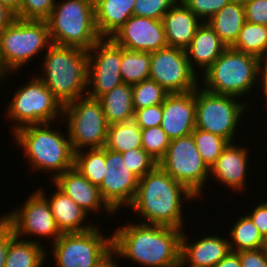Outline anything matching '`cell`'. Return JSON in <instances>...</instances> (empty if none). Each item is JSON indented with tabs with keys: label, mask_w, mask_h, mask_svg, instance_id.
<instances>
[{
	"label": "cell",
	"mask_w": 267,
	"mask_h": 267,
	"mask_svg": "<svg viewBox=\"0 0 267 267\" xmlns=\"http://www.w3.org/2000/svg\"><path fill=\"white\" fill-rule=\"evenodd\" d=\"M182 229L129 223L111 235L112 252L145 267H178Z\"/></svg>",
	"instance_id": "cell-1"
},
{
	"label": "cell",
	"mask_w": 267,
	"mask_h": 267,
	"mask_svg": "<svg viewBox=\"0 0 267 267\" xmlns=\"http://www.w3.org/2000/svg\"><path fill=\"white\" fill-rule=\"evenodd\" d=\"M183 197V198H182ZM196 199L183 184L177 182L159 165L139 179L137 191L129 207L138 212L144 224L183 229L182 203Z\"/></svg>",
	"instance_id": "cell-2"
},
{
	"label": "cell",
	"mask_w": 267,
	"mask_h": 267,
	"mask_svg": "<svg viewBox=\"0 0 267 267\" xmlns=\"http://www.w3.org/2000/svg\"><path fill=\"white\" fill-rule=\"evenodd\" d=\"M43 76H38L64 107L87 92L88 51L51 44L45 52Z\"/></svg>",
	"instance_id": "cell-3"
},
{
	"label": "cell",
	"mask_w": 267,
	"mask_h": 267,
	"mask_svg": "<svg viewBox=\"0 0 267 267\" xmlns=\"http://www.w3.org/2000/svg\"><path fill=\"white\" fill-rule=\"evenodd\" d=\"M49 126V123L27 125L12 134L30 166L40 172H52L53 179L74 166L75 152L69 137Z\"/></svg>",
	"instance_id": "cell-4"
},
{
	"label": "cell",
	"mask_w": 267,
	"mask_h": 267,
	"mask_svg": "<svg viewBox=\"0 0 267 267\" xmlns=\"http://www.w3.org/2000/svg\"><path fill=\"white\" fill-rule=\"evenodd\" d=\"M262 62L254 55L227 47L203 72L201 80L205 87L202 88L213 93L242 98L258 82Z\"/></svg>",
	"instance_id": "cell-5"
},
{
	"label": "cell",
	"mask_w": 267,
	"mask_h": 267,
	"mask_svg": "<svg viewBox=\"0 0 267 267\" xmlns=\"http://www.w3.org/2000/svg\"><path fill=\"white\" fill-rule=\"evenodd\" d=\"M59 2L46 20L51 42L89 51L101 38L95 26L94 0Z\"/></svg>",
	"instance_id": "cell-6"
},
{
	"label": "cell",
	"mask_w": 267,
	"mask_h": 267,
	"mask_svg": "<svg viewBox=\"0 0 267 267\" xmlns=\"http://www.w3.org/2000/svg\"><path fill=\"white\" fill-rule=\"evenodd\" d=\"M52 44L46 20L17 18L0 33V59L11 74Z\"/></svg>",
	"instance_id": "cell-7"
},
{
	"label": "cell",
	"mask_w": 267,
	"mask_h": 267,
	"mask_svg": "<svg viewBox=\"0 0 267 267\" xmlns=\"http://www.w3.org/2000/svg\"><path fill=\"white\" fill-rule=\"evenodd\" d=\"M34 78L18 88L6 106L9 120L17 123L12 132L27 125L50 124L55 119H62L64 107L38 76Z\"/></svg>",
	"instance_id": "cell-8"
},
{
	"label": "cell",
	"mask_w": 267,
	"mask_h": 267,
	"mask_svg": "<svg viewBox=\"0 0 267 267\" xmlns=\"http://www.w3.org/2000/svg\"><path fill=\"white\" fill-rule=\"evenodd\" d=\"M62 116L74 152L105 147L109 125L98 99L80 97L64 106Z\"/></svg>",
	"instance_id": "cell-9"
},
{
	"label": "cell",
	"mask_w": 267,
	"mask_h": 267,
	"mask_svg": "<svg viewBox=\"0 0 267 267\" xmlns=\"http://www.w3.org/2000/svg\"><path fill=\"white\" fill-rule=\"evenodd\" d=\"M236 98V99H235ZM238 98L196 88L195 124L197 129L234 141L241 115L248 106Z\"/></svg>",
	"instance_id": "cell-10"
},
{
	"label": "cell",
	"mask_w": 267,
	"mask_h": 267,
	"mask_svg": "<svg viewBox=\"0 0 267 267\" xmlns=\"http://www.w3.org/2000/svg\"><path fill=\"white\" fill-rule=\"evenodd\" d=\"M158 165L196 198H200L204 192L203 186L209 181L210 168L203 161L192 134L170 140L166 154Z\"/></svg>",
	"instance_id": "cell-11"
},
{
	"label": "cell",
	"mask_w": 267,
	"mask_h": 267,
	"mask_svg": "<svg viewBox=\"0 0 267 267\" xmlns=\"http://www.w3.org/2000/svg\"><path fill=\"white\" fill-rule=\"evenodd\" d=\"M95 226L81 233H62L52 243L58 267H96L112 252V237L103 236Z\"/></svg>",
	"instance_id": "cell-12"
},
{
	"label": "cell",
	"mask_w": 267,
	"mask_h": 267,
	"mask_svg": "<svg viewBox=\"0 0 267 267\" xmlns=\"http://www.w3.org/2000/svg\"><path fill=\"white\" fill-rule=\"evenodd\" d=\"M196 73L183 49L167 46L151 52L149 78L170 94L195 90L200 84Z\"/></svg>",
	"instance_id": "cell-13"
},
{
	"label": "cell",
	"mask_w": 267,
	"mask_h": 267,
	"mask_svg": "<svg viewBox=\"0 0 267 267\" xmlns=\"http://www.w3.org/2000/svg\"><path fill=\"white\" fill-rule=\"evenodd\" d=\"M120 63L121 46L112 38H100L88 51L86 95L98 99L122 84Z\"/></svg>",
	"instance_id": "cell-14"
},
{
	"label": "cell",
	"mask_w": 267,
	"mask_h": 267,
	"mask_svg": "<svg viewBox=\"0 0 267 267\" xmlns=\"http://www.w3.org/2000/svg\"><path fill=\"white\" fill-rule=\"evenodd\" d=\"M3 217L11 224L18 238L31 235L53 239L54 243L62 235L47 199L38 190L28 197L22 207H16Z\"/></svg>",
	"instance_id": "cell-15"
},
{
	"label": "cell",
	"mask_w": 267,
	"mask_h": 267,
	"mask_svg": "<svg viewBox=\"0 0 267 267\" xmlns=\"http://www.w3.org/2000/svg\"><path fill=\"white\" fill-rule=\"evenodd\" d=\"M105 175L99 186L102 198L116 212L130 206L135 197L139 178L124 164L122 154L105 148Z\"/></svg>",
	"instance_id": "cell-16"
},
{
	"label": "cell",
	"mask_w": 267,
	"mask_h": 267,
	"mask_svg": "<svg viewBox=\"0 0 267 267\" xmlns=\"http://www.w3.org/2000/svg\"><path fill=\"white\" fill-rule=\"evenodd\" d=\"M125 49L153 52L168 46L162 20L132 15L111 37Z\"/></svg>",
	"instance_id": "cell-17"
},
{
	"label": "cell",
	"mask_w": 267,
	"mask_h": 267,
	"mask_svg": "<svg viewBox=\"0 0 267 267\" xmlns=\"http://www.w3.org/2000/svg\"><path fill=\"white\" fill-rule=\"evenodd\" d=\"M162 110L160 126L170 140L192 134L196 128V89L169 94L162 103Z\"/></svg>",
	"instance_id": "cell-18"
},
{
	"label": "cell",
	"mask_w": 267,
	"mask_h": 267,
	"mask_svg": "<svg viewBox=\"0 0 267 267\" xmlns=\"http://www.w3.org/2000/svg\"><path fill=\"white\" fill-rule=\"evenodd\" d=\"M53 184L65 195L69 196L87 214L104 209L106 213L114 211L102 198L98 186L86 179L76 167H72L52 179ZM103 206V207H102Z\"/></svg>",
	"instance_id": "cell-19"
},
{
	"label": "cell",
	"mask_w": 267,
	"mask_h": 267,
	"mask_svg": "<svg viewBox=\"0 0 267 267\" xmlns=\"http://www.w3.org/2000/svg\"><path fill=\"white\" fill-rule=\"evenodd\" d=\"M186 237L182 231L180 263L184 267H214L231 251L225 237L207 235L192 244Z\"/></svg>",
	"instance_id": "cell-20"
},
{
	"label": "cell",
	"mask_w": 267,
	"mask_h": 267,
	"mask_svg": "<svg viewBox=\"0 0 267 267\" xmlns=\"http://www.w3.org/2000/svg\"><path fill=\"white\" fill-rule=\"evenodd\" d=\"M248 148L229 143L210 168V175L234 192H240L246 185L248 170Z\"/></svg>",
	"instance_id": "cell-21"
},
{
	"label": "cell",
	"mask_w": 267,
	"mask_h": 267,
	"mask_svg": "<svg viewBox=\"0 0 267 267\" xmlns=\"http://www.w3.org/2000/svg\"><path fill=\"white\" fill-rule=\"evenodd\" d=\"M163 25L169 47L185 50L203 23L180 0L163 16Z\"/></svg>",
	"instance_id": "cell-22"
},
{
	"label": "cell",
	"mask_w": 267,
	"mask_h": 267,
	"mask_svg": "<svg viewBox=\"0 0 267 267\" xmlns=\"http://www.w3.org/2000/svg\"><path fill=\"white\" fill-rule=\"evenodd\" d=\"M38 191L47 199L61 233H81L95 227L92 224L85 225L88 214L57 187L49 198L43 188Z\"/></svg>",
	"instance_id": "cell-23"
},
{
	"label": "cell",
	"mask_w": 267,
	"mask_h": 267,
	"mask_svg": "<svg viewBox=\"0 0 267 267\" xmlns=\"http://www.w3.org/2000/svg\"><path fill=\"white\" fill-rule=\"evenodd\" d=\"M226 48L227 46L220 40L213 28L207 22H203L185 49V53L191 68L195 71L197 70L195 67H198L204 72Z\"/></svg>",
	"instance_id": "cell-24"
},
{
	"label": "cell",
	"mask_w": 267,
	"mask_h": 267,
	"mask_svg": "<svg viewBox=\"0 0 267 267\" xmlns=\"http://www.w3.org/2000/svg\"><path fill=\"white\" fill-rule=\"evenodd\" d=\"M135 0H94L95 26L101 38H111L133 15Z\"/></svg>",
	"instance_id": "cell-25"
},
{
	"label": "cell",
	"mask_w": 267,
	"mask_h": 267,
	"mask_svg": "<svg viewBox=\"0 0 267 267\" xmlns=\"http://www.w3.org/2000/svg\"><path fill=\"white\" fill-rule=\"evenodd\" d=\"M245 22L242 0L231 1L207 21L227 47L235 43Z\"/></svg>",
	"instance_id": "cell-26"
},
{
	"label": "cell",
	"mask_w": 267,
	"mask_h": 267,
	"mask_svg": "<svg viewBox=\"0 0 267 267\" xmlns=\"http://www.w3.org/2000/svg\"><path fill=\"white\" fill-rule=\"evenodd\" d=\"M108 125L134 119L132 85L122 83L98 98Z\"/></svg>",
	"instance_id": "cell-27"
},
{
	"label": "cell",
	"mask_w": 267,
	"mask_h": 267,
	"mask_svg": "<svg viewBox=\"0 0 267 267\" xmlns=\"http://www.w3.org/2000/svg\"><path fill=\"white\" fill-rule=\"evenodd\" d=\"M42 243L35 240H22L14 236L7 251L5 267H42L47 256Z\"/></svg>",
	"instance_id": "cell-28"
},
{
	"label": "cell",
	"mask_w": 267,
	"mask_h": 267,
	"mask_svg": "<svg viewBox=\"0 0 267 267\" xmlns=\"http://www.w3.org/2000/svg\"><path fill=\"white\" fill-rule=\"evenodd\" d=\"M228 237L233 252L267 247V240L247 214L237 218L236 223L230 228Z\"/></svg>",
	"instance_id": "cell-29"
},
{
	"label": "cell",
	"mask_w": 267,
	"mask_h": 267,
	"mask_svg": "<svg viewBox=\"0 0 267 267\" xmlns=\"http://www.w3.org/2000/svg\"><path fill=\"white\" fill-rule=\"evenodd\" d=\"M151 52L125 49L121 46L120 72L123 83L134 85L149 79Z\"/></svg>",
	"instance_id": "cell-30"
},
{
	"label": "cell",
	"mask_w": 267,
	"mask_h": 267,
	"mask_svg": "<svg viewBox=\"0 0 267 267\" xmlns=\"http://www.w3.org/2000/svg\"><path fill=\"white\" fill-rule=\"evenodd\" d=\"M105 148L117 153L142 148V129L133 120L109 125Z\"/></svg>",
	"instance_id": "cell-31"
},
{
	"label": "cell",
	"mask_w": 267,
	"mask_h": 267,
	"mask_svg": "<svg viewBox=\"0 0 267 267\" xmlns=\"http://www.w3.org/2000/svg\"><path fill=\"white\" fill-rule=\"evenodd\" d=\"M231 48L267 61V26L246 21Z\"/></svg>",
	"instance_id": "cell-32"
},
{
	"label": "cell",
	"mask_w": 267,
	"mask_h": 267,
	"mask_svg": "<svg viewBox=\"0 0 267 267\" xmlns=\"http://www.w3.org/2000/svg\"><path fill=\"white\" fill-rule=\"evenodd\" d=\"M74 167L93 185L99 187L105 175V147L75 152Z\"/></svg>",
	"instance_id": "cell-33"
},
{
	"label": "cell",
	"mask_w": 267,
	"mask_h": 267,
	"mask_svg": "<svg viewBox=\"0 0 267 267\" xmlns=\"http://www.w3.org/2000/svg\"><path fill=\"white\" fill-rule=\"evenodd\" d=\"M169 94L162 86L150 78L134 84L132 85L134 111L162 104Z\"/></svg>",
	"instance_id": "cell-34"
},
{
	"label": "cell",
	"mask_w": 267,
	"mask_h": 267,
	"mask_svg": "<svg viewBox=\"0 0 267 267\" xmlns=\"http://www.w3.org/2000/svg\"><path fill=\"white\" fill-rule=\"evenodd\" d=\"M192 135L203 161L211 168L229 142L219 135L197 128Z\"/></svg>",
	"instance_id": "cell-35"
},
{
	"label": "cell",
	"mask_w": 267,
	"mask_h": 267,
	"mask_svg": "<svg viewBox=\"0 0 267 267\" xmlns=\"http://www.w3.org/2000/svg\"><path fill=\"white\" fill-rule=\"evenodd\" d=\"M169 144L170 139L161 126L142 129V148L157 162L165 156Z\"/></svg>",
	"instance_id": "cell-36"
},
{
	"label": "cell",
	"mask_w": 267,
	"mask_h": 267,
	"mask_svg": "<svg viewBox=\"0 0 267 267\" xmlns=\"http://www.w3.org/2000/svg\"><path fill=\"white\" fill-rule=\"evenodd\" d=\"M121 154L124 164H126L127 168L139 179L144 177L158 165V162L143 148L130 149Z\"/></svg>",
	"instance_id": "cell-37"
},
{
	"label": "cell",
	"mask_w": 267,
	"mask_h": 267,
	"mask_svg": "<svg viewBox=\"0 0 267 267\" xmlns=\"http://www.w3.org/2000/svg\"><path fill=\"white\" fill-rule=\"evenodd\" d=\"M55 2V0H20V8L15 15L25 20H47Z\"/></svg>",
	"instance_id": "cell-38"
},
{
	"label": "cell",
	"mask_w": 267,
	"mask_h": 267,
	"mask_svg": "<svg viewBox=\"0 0 267 267\" xmlns=\"http://www.w3.org/2000/svg\"><path fill=\"white\" fill-rule=\"evenodd\" d=\"M179 0H135L133 15L162 20Z\"/></svg>",
	"instance_id": "cell-39"
},
{
	"label": "cell",
	"mask_w": 267,
	"mask_h": 267,
	"mask_svg": "<svg viewBox=\"0 0 267 267\" xmlns=\"http://www.w3.org/2000/svg\"><path fill=\"white\" fill-rule=\"evenodd\" d=\"M202 22H207L212 16L220 11L225 5L233 0H180Z\"/></svg>",
	"instance_id": "cell-40"
},
{
	"label": "cell",
	"mask_w": 267,
	"mask_h": 267,
	"mask_svg": "<svg viewBox=\"0 0 267 267\" xmlns=\"http://www.w3.org/2000/svg\"><path fill=\"white\" fill-rule=\"evenodd\" d=\"M162 104L137 109L134 112L133 121L141 128H151L161 125L162 122Z\"/></svg>",
	"instance_id": "cell-41"
},
{
	"label": "cell",
	"mask_w": 267,
	"mask_h": 267,
	"mask_svg": "<svg viewBox=\"0 0 267 267\" xmlns=\"http://www.w3.org/2000/svg\"><path fill=\"white\" fill-rule=\"evenodd\" d=\"M246 21L267 26V0H242Z\"/></svg>",
	"instance_id": "cell-42"
},
{
	"label": "cell",
	"mask_w": 267,
	"mask_h": 267,
	"mask_svg": "<svg viewBox=\"0 0 267 267\" xmlns=\"http://www.w3.org/2000/svg\"><path fill=\"white\" fill-rule=\"evenodd\" d=\"M237 253L241 267H267V247Z\"/></svg>",
	"instance_id": "cell-43"
},
{
	"label": "cell",
	"mask_w": 267,
	"mask_h": 267,
	"mask_svg": "<svg viewBox=\"0 0 267 267\" xmlns=\"http://www.w3.org/2000/svg\"><path fill=\"white\" fill-rule=\"evenodd\" d=\"M14 236L11 224L3 216L0 217V267H5L9 243Z\"/></svg>",
	"instance_id": "cell-44"
},
{
	"label": "cell",
	"mask_w": 267,
	"mask_h": 267,
	"mask_svg": "<svg viewBox=\"0 0 267 267\" xmlns=\"http://www.w3.org/2000/svg\"><path fill=\"white\" fill-rule=\"evenodd\" d=\"M262 236L267 240V201L256 205L252 212L247 214Z\"/></svg>",
	"instance_id": "cell-45"
},
{
	"label": "cell",
	"mask_w": 267,
	"mask_h": 267,
	"mask_svg": "<svg viewBox=\"0 0 267 267\" xmlns=\"http://www.w3.org/2000/svg\"><path fill=\"white\" fill-rule=\"evenodd\" d=\"M16 19L15 13L0 2V33Z\"/></svg>",
	"instance_id": "cell-46"
},
{
	"label": "cell",
	"mask_w": 267,
	"mask_h": 267,
	"mask_svg": "<svg viewBox=\"0 0 267 267\" xmlns=\"http://www.w3.org/2000/svg\"><path fill=\"white\" fill-rule=\"evenodd\" d=\"M214 267H241L238 253L230 251Z\"/></svg>",
	"instance_id": "cell-47"
},
{
	"label": "cell",
	"mask_w": 267,
	"mask_h": 267,
	"mask_svg": "<svg viewBox=\"0 0 267 267\" xmlns=\"http://www.w3.org/2000/svg\"><path fill=\"white\" fill-rule=\"evenodd\" d=\"M259 77L258 79H261L262 83V93H263V96L266 97V103H265V106L267 107V61H263L261 66H260V70H259ZM267 109V108H265Z\"/></svg>",
	"instance_id": "cell-48"
},
{
	"label": "cell",
	"mask_w": 267,
	"mask_h": 267,
	"mask_svg": "<svg viewBox=\"0 0 267 267\" xmlns=\"http://www.w3.org/2000/svg\"><path fill=\"white\" fill-rule=\"evenodd\" d=\"M113 255H114V253L111 252L96 267H119L118 264H117L118 263V260L115 259Z\"/></svg>",
	"instance_id": "cell-49"
},
{
	"label": "cell",
	"mask_w": 267,
	"mask_h": 267,
	"mask_svg": "<svg viewBox=\"0 0 267 267\" xmlns=\"http://www.w3.org/2000/svg\"><path fill=\"white\" fill-rule=\"evenodd\" d=\"M2 4L7 6L10 10H12L15 14L19 11L20 8V0H0Z\"/></svg>",
	"instance_id": "cell-50"
},
{
	"label": "cell",
	"mask_w": 267,
	"mask_h": 267,
	"mask_svg": "<svg viewBox=\"0 0 267 267\" xmlns=\"http://www.w3.org/2000/svg\"><path fill=\"white\" fill-rule=\"evenodd\" d=\"M10 73L4 68L1 59H0V81L5 79L7 77L6 75H9Z\"/></svg>",
	"instance_id": "cell-51"
}]
</instances>
